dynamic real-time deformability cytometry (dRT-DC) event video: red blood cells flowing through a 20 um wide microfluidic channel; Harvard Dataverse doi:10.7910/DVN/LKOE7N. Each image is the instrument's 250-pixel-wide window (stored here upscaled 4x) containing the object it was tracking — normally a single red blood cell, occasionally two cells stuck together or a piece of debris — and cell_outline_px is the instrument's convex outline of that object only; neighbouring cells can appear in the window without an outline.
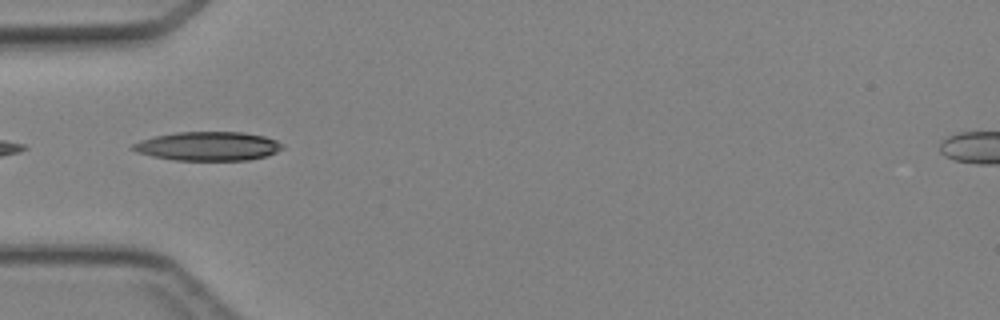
{"species": "Egyptian fruit bat (a non-hibernating species)", "species_latin": "Rousettus aegyptiacus", "temperature_condition": "cold", "stored_images_in_passage": 5, "camera_frame_rate_fps": 3000, "um_per_image_px": 0.085, "animal": {"sex": "female"}, "frame": {"image": 1, "passage_image": 4, "time_ms": 3.667, "image_size_px": [1000, 320], "cell_outline_px": [[284, 148], [268, 156], [248, 160], [172, 160], [152, 156], [136, 152], [128, 148], [132, 144], [140, 140], [156, 136], [176, 132], [244, 132], [264, 136], [276, 140], [284, 144]], "centroid_in_image_um": [17.68, 12.43], "position_along_channel_um": 67.3, "area_um2": 25.43}}
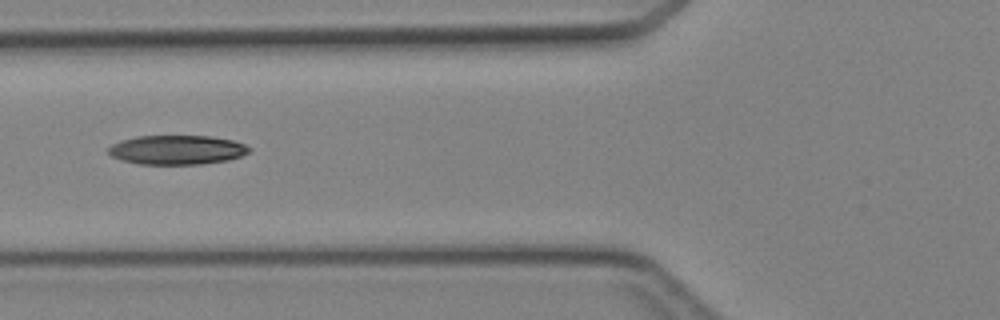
{"frame": {"image": 2, "passage_image": 5, "time_ms": 4.667, "image_size_px": [1000, 320], "cell_outline_px": [[252, 148], [248, 152], [240, 156], [228, 160], [200, 164], [140, 164], [120, 160], [112, 156], [108, 152], [108, 148], [112, 144], [136, 136], [208, 136], [232, 140], [244, 144]], "centroid_in_image_um": [15.03, 12.74], "position_along_channel_um": 110.8, "area_um2": 23.87}}